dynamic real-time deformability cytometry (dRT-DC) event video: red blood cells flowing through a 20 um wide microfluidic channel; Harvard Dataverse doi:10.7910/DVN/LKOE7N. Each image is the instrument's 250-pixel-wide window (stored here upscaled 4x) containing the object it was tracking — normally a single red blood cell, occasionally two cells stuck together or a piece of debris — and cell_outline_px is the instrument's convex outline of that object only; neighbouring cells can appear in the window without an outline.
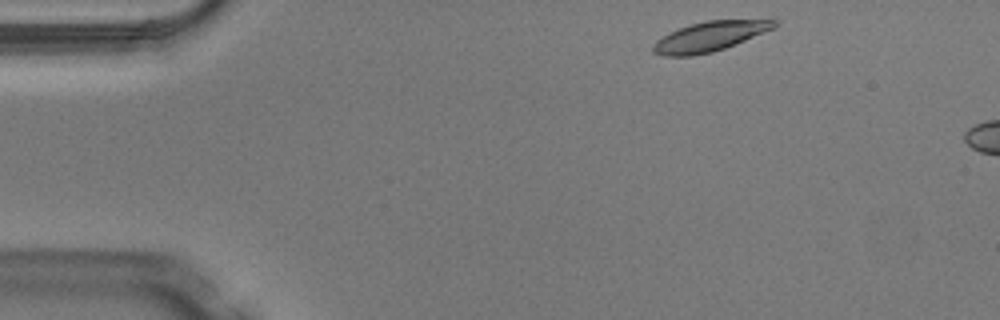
{"species": "Egyptian fruit bat (a non-hibernating species)", "species_latin": "Rousettus aegyptiacus", "temperature_condition": "warm", "stored_images_in_passage": 2, "camera_frame_rate_fps": 3000, "um_per_image_px": 0.085, "animal": {"sex": "male"}, "frame": {"image": 1, "passage_image": 1, "time_ms": 0.0, "image_size_px": [1000, 320], "cell_outline_px": [[776, 24], [772, 28], [744, 40], [724, 48], [712, 52], [692, 56], [664, 56], [652, 52], [652, 44], [656, 40], [668, 32], [704, 20], [776, 20]], "centroid_in_image_um": [60.21, 3.11], "position_along_channel_um": 24.8, "area_um2": 20.63}}